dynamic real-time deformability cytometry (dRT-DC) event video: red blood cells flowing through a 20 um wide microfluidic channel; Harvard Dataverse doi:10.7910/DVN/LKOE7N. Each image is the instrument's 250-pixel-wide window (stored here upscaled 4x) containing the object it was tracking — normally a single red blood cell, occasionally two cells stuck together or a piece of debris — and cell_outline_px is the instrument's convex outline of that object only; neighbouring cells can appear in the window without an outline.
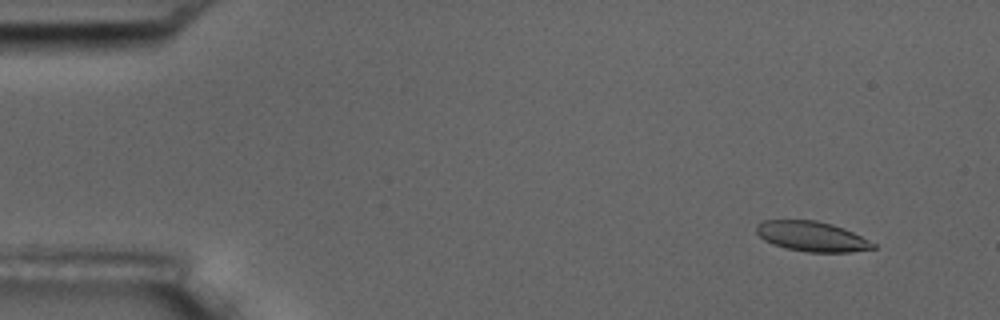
{"species": "common noctule bat (a hibernating species)", "species_latin": "Nyctalus noctula", "temperature_condition": "room temperature", "stored_images_in_passage": 5, "camera_frame_rate_fps": 3000, "um_per_image_px": 0.085, "animal": {"sex": "male", "body_mass_g": 17.5, "forearm_length_mm": 52.3}, "frame": {"image": 1, "passage_image": 2, "time_ms": 1.0, "image_size_px": [1000, 320], "cell_outline_px": [[876, 248], [848, 252], [808, 252], [784, 248], [772, 244], [764, 240], [756, 232], [756, 224], [760, 220], [816, 220], [832, 224], [844, 228], [876, 244]], "centroid_in_image_um": [68.96, 20.09], "position_along_channel_um": 16.0, "area_um2": 20.46}}